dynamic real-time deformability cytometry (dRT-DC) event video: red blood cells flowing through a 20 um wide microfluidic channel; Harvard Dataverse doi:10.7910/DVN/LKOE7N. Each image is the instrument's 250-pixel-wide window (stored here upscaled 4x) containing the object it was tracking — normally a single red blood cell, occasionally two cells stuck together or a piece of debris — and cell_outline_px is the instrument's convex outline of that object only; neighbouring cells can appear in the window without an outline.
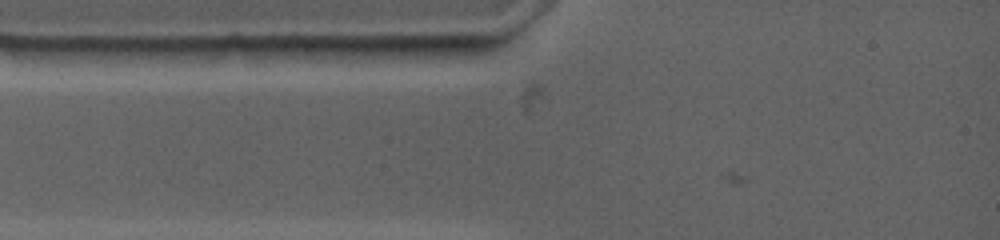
{"species": "common noctule bat (a hibernating species)", "species_latin": "Nyctalus noctula", "temperature_condition": "warm", "stored_images_in_passage": 3, "camera_frame_rate_fps": 4500, "um_per_image_px": 0.085, "animal": {"sex": "female", "body_mass_g": 19.0, "forearm_length_mm": 53.3}, "frame": {"image": 1, "passage_image": 2, "time_ms": 0.222, "image_size_px": [1000, 240], "cell_outline_px": [[484, 60], [472, 60], [404, 56], [340, 48], [412, 44], [484, 44]], "centroid_in_image_um": [36.6, 4.32], "position_along_channel_um": 48.4, "area_um2": 10.92}}